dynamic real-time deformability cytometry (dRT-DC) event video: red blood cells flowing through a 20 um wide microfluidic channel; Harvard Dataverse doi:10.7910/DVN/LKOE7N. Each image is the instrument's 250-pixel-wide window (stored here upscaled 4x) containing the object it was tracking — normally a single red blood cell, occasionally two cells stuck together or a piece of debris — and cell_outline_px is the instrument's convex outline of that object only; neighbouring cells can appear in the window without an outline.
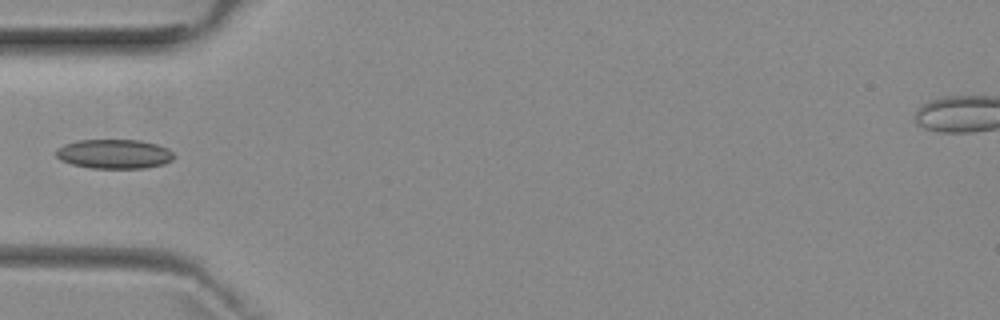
{"species": "common noctule bat (a hibernating species)", "species_latin": "Nyctalus noctula", "temperature_condition": "room temperature", "stored_images_in_passage": 3, "camera_frame_rate_fps": 3000, "um_per_image_px": 0.085, "animal": {"sex": "female", "body_mass_g": 29.2, "forearm_length_mm": 56.3}, "frame": {"image": 1, "passage_image": 3, "time_ms": 2.333, "image_size_px": [1000, 320], "cell_outline_px": [[172, 160], [164, 164], [144, 168], [92, 168], [72, 164], [60, 160], [56, 156], [56, 152], [64, 144], [76, 140], [140, 140], [156, 144], [168, 148], [172, 152]], "centroid_in_image_um": [9.71, 13.08], "position_along_channel_um": 75.3, "area_um2": 20.06}}